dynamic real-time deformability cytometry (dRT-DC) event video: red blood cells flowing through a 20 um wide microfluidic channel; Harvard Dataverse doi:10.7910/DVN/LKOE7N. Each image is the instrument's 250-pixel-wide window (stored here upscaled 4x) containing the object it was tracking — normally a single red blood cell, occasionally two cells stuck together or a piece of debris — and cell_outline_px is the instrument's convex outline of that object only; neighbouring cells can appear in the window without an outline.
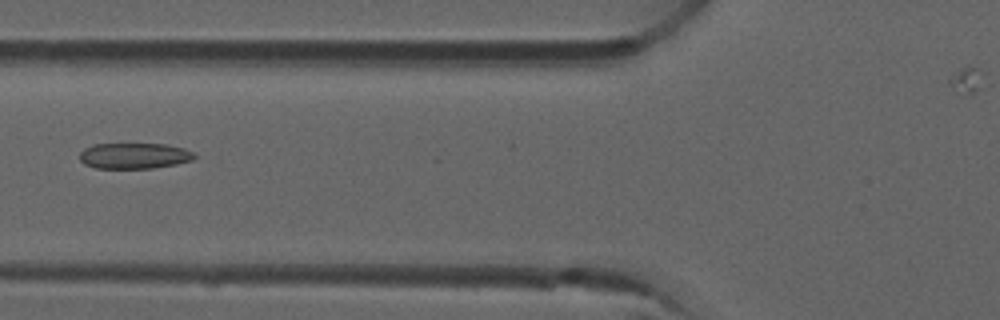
{"species": "common noctule bat (a hibernating species)", "species_latin": "Nyctalus noctula", "temperature_condition": "room temperature", "stored_images_in_passage": 3, "camera_frame_rate_fps": 3000, "um_per_image_px": 0.085, "animal": {"sex": "male", "forearm_length_mm": 52.5}, "frame": {"image": 1, "passage_image": 2, "time_ms": 0.333, "image_size_px": [1000, 320], "cell_outline_px": [[196, 156], [192, 160], [176, 164], [152, 168], [96, 168], [84, 164], [80, 160], [80, 152], [84, 148], [92, 144], [164, 144], [184, 148], [192, 152]], "centroid_in_image_um": [11.38, 13.24], "position_along_channel_um": 114.4, "area_um2": 17.22}}
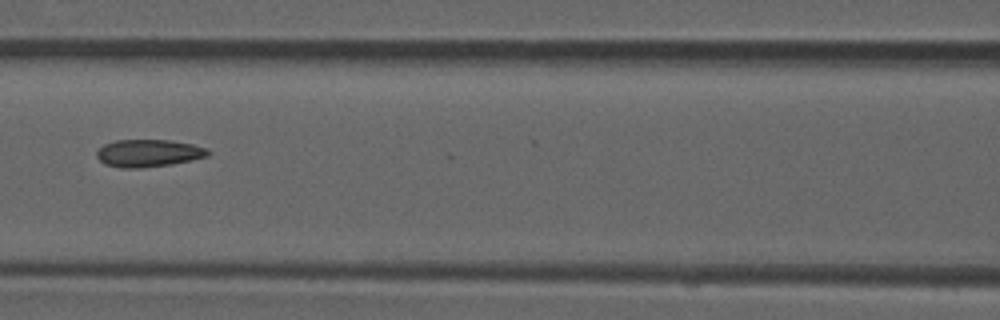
{"frame": {"image": 2, "passage_image": 3, "time_ms": 0.667, "image_size_px": [1000, 320], "cell_outline_px": [[212, 152], [208, 156], [192, 160], [172, 164], [140, 168], [120, 168], [104, 164], [96, 156], [96, 152], [104, 144], [116, 140], [168, 140], [192, 144], [208, 148]], "centroid_in_image_um": [12.64, 13.02], "position_along_channel_um": 154.0, "area_um2": 17.92}}